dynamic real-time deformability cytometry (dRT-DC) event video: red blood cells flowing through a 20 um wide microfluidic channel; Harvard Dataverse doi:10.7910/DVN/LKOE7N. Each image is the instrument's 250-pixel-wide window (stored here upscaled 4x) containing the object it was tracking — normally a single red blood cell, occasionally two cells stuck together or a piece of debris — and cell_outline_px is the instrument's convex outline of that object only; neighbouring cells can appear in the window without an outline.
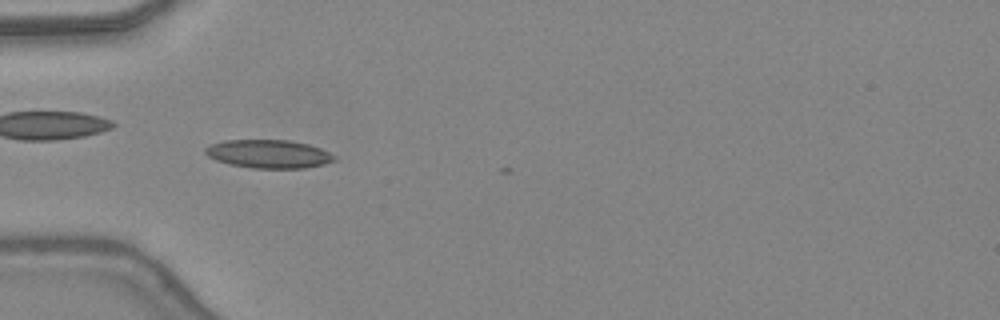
{"species": "common noctule bat (a hibernating species)", "species_latin": "Nyctalus noctula", "temperature_condition": "warm", "stored_images_in_passage": 7, "camera_frame_rate_fps": 3000, "um_per_image_px": 0.085, "animal": {"sex": "female", "body_mass_g": 24.6, "forearm_length_mm": 56.2}, "frame": {"image": 1, "passage_image": 4, "time_ms": 1.0, "image_size_px": [1000, 320], "cell_outline_px": [[336, 160], [324, 164], [304, 168], [252, 168], [228, 164], [216, 160], [208, 156], [204, 152], [204, 148], [208, 144], [224, 140], [288, 140], [308, 144], [320, 148], [336, 156]], "centroid_in_image_um": [22.8, 13.08], "position_along_channel_um": 62.2, "area_um2": 21.44}}